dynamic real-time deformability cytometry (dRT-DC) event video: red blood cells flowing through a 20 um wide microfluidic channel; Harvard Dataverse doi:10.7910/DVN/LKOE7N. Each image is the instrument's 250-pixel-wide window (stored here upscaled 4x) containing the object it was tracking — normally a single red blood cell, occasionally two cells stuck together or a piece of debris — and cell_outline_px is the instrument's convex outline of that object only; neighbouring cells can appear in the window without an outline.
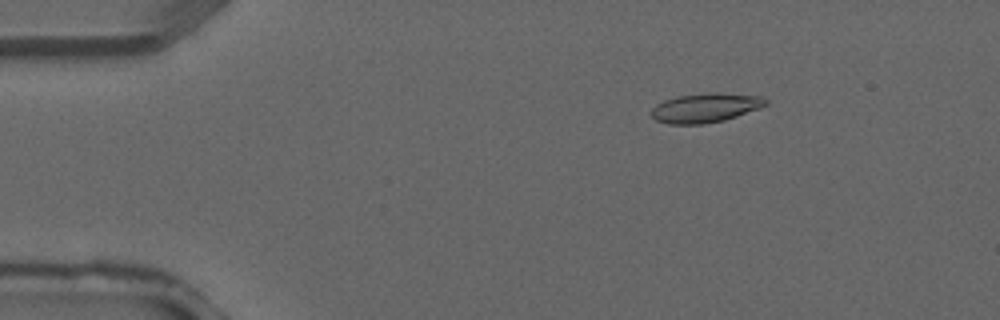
{"species": "common noctule bat (a hibernating species)", "species_latin": "Nyctalus noctula", "temperature_condition": "warm", "stored_images_in_passage": 3, "camera_frame_rate_fps": 3000, "um_per_image_px": 0.085, "animal": {"sex": "male", "forearm_length_mm": 52.5}, "frame": {"image": 1, "passage_image": 2, "time_ms": 0.333, "image_size_px": [1000, 320], "cell_outline_px": [[768, 104], [760, 108], [724, 120], [704, 124], [668, 124], [656, 120], [652, 116], [652, 108], [656, 104], [664, 100], [676, 96], [708, 92], [716, 92], [760, 96], [768, 100]], "centroid_in_image_um": [59.96, 9.15], "position_along_channel_um": 25.0, "area_um2": 19.59}}